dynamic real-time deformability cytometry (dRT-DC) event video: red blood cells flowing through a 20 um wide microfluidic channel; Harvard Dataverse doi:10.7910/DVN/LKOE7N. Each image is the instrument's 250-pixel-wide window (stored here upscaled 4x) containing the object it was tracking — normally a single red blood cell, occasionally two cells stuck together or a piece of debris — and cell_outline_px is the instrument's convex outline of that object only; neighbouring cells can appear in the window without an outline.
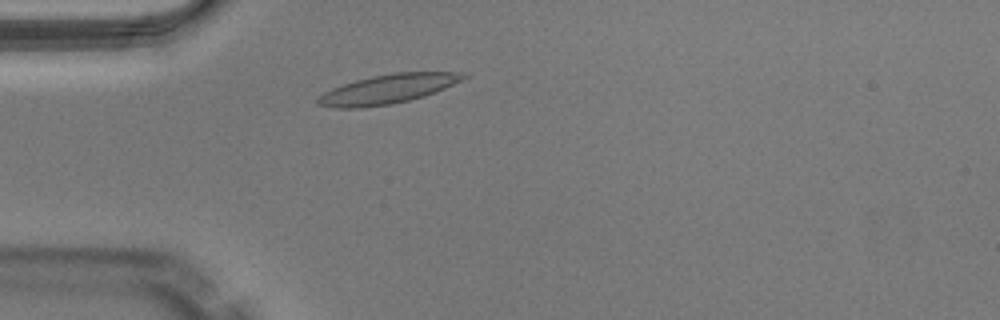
{"species": "Egyptian fruit bat (a non-hibernating species)", "species_latin": "Rousettus aegyptiacus", "temperature_condition": "warm", "stored_images_in_passage": 38, "camera_frame_rate_fps": 3000, "um_per_image_px": 0.085, "animal": {"sex": "male"}, "frame": {"image": 1, "passage_image": 2, "time_ms": 0.333, "image_size_px": [1000, 320], "cell_outline_px": [[468, 76], [444, 88], [424, 96], [408, 100], [388, 104], [364, 108], [336, 108], [320, 104], [316, 100], [324, 92], [332, 88], [356, 80], [372, 76], [396, 72], [460, 72]], "centroid_in_image_um": [32.94, 7.57], "position_along_channel_um": 52.1, "area_um2": 24.28}}
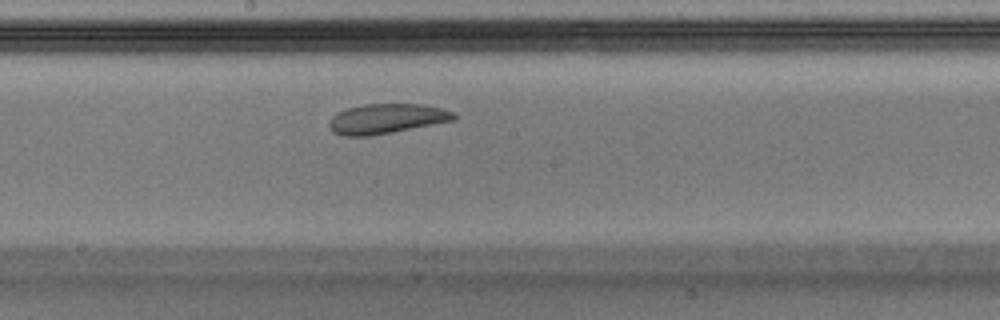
{"frame": {"image": 2, "passage_image": 15, "time_ms": 4.667, "image_size_px": [1000, 320], "cell_outline_px": [[456, 120], [392, 132], [368, 136], [344, 136], [332, 132], [328, 124], [328, 120], [332, 116], [348, 108], [364, 104], [424, 104], [444, 108], [452, 112], [456, 116]], "centroid_in_image_um": [32.86, 10.09], "position_along_channel_um": 215.3, "area_um2": 21.73}}
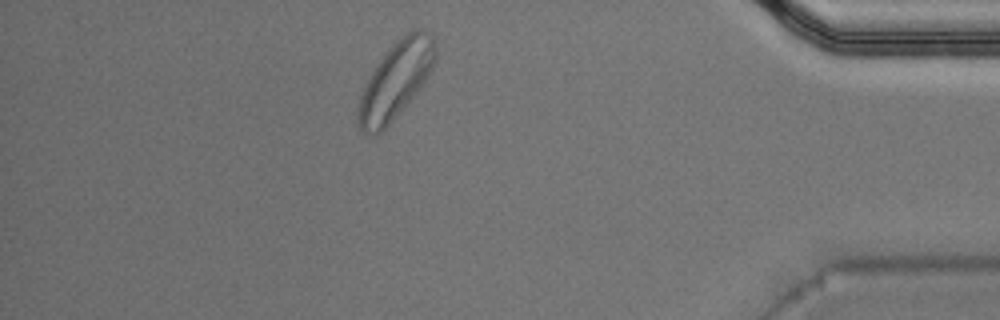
{"frame": {"image": 3, "passage_image": 32, "time_ms": 10.333, "image_size_px": [1000, 320], "cell_outline_px": [[436, 60], [428, 76], [404, 108], [384, 132], [376, 136], [372, 136], [364, 132], [360, 128], [356, 120], [356, 116], [360, 96], [376, 64], [392, 44], [396, 40], [408, 32], [416, 28], [420, 28], [428, 32], [436, 40]], "centroid_in_image_um": [33.64, 6.85], "position_along_channel_um": 401.6, "area_um2": 34.74}, "authors_computed_cell_mechanics": {"area_um2": 23.698, "velocity_mm_per_s": 3.989, "shape_relaxation_time_tau1_ms": null, "shape_relaxation_time_tau2_ms": 2.9664, "deformation_change_tau1": null, "deformation_change_tau2": 0.0799}}